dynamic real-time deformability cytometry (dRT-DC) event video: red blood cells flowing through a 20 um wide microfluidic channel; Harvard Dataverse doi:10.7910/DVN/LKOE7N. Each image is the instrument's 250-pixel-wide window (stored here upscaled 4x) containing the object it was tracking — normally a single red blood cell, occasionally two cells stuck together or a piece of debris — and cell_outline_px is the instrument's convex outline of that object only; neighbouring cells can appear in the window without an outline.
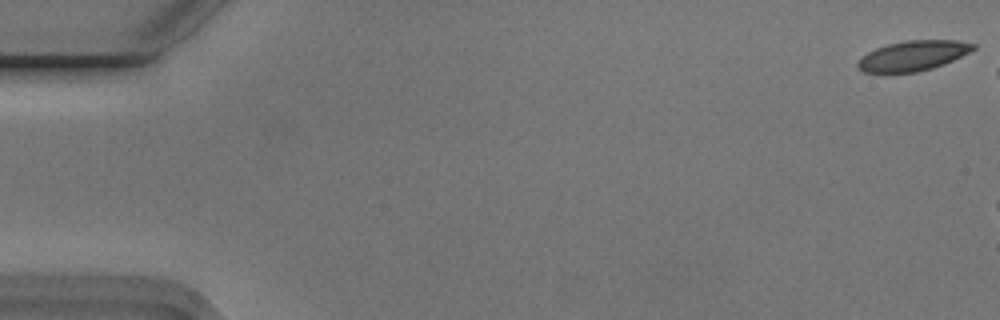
{"species": "Egyptian fruit bat (a non-hibernating species)", "species_latin": "Rousettus aegyptiacus", "temperature_condition": "cold", "stored_images_in_passage": 10, "camera_frame_rate_fps": 3000, "um_per_image_px": 0.085, "animal": {"sex": "male"}, "frame": {"image": 1, "passage_image": 1, "time_ms": 0.0, "image_size_px": [1000, 320], "cell_outline_px": [[976, 48], [944, 64], [932, 68], [916, 72], [864, 72], [856, 68], [856, 64], [868, 52], [876, 48], [888, 44], [908, 40], [956, 40], [976, 44]], "centroid_in_image_um": [77.6, 4.73], "position_along_channel_um": 7.4, "area_um2": 19.94}}